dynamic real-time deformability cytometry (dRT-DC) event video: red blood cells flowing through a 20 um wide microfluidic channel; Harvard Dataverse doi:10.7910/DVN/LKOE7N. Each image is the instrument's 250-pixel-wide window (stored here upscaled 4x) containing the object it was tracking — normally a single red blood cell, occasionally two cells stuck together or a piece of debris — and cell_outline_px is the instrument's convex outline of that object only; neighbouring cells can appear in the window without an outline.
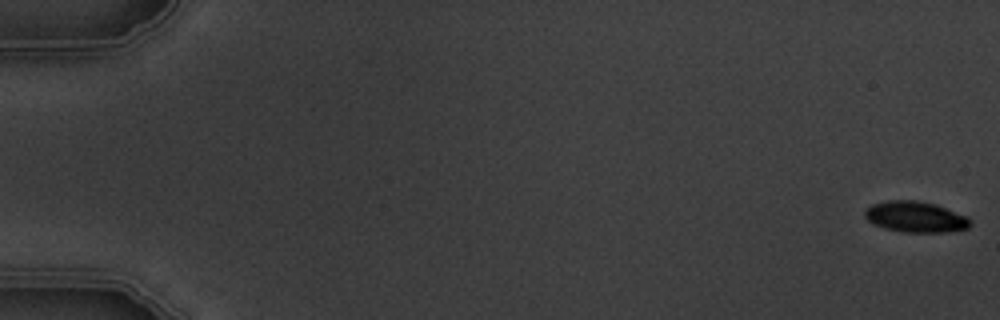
{"species": "common noctule bat (a hibernating species)", "species_latin": "Nyctalus noctula", "temperature_condition": "warm", "stored_images_in_passage": 6, "camera_frame_rate_fps": 3000, "um_per_image_px": 0.085, "animal": {"sex": "male", "body_mass_g": 19.5, "forearm_length_mm": 54.6}, "frame": {"image": 1, "passage_image": 1, "time_ms": 0.0, "image_size_px": [1000, 320], "cell_outline_px": [[972, 224], [968, 228], [948, 232], [904, 232], [884, 228], [872, 224], [864, 216], [864, 208], [872, 204], [884, 200], [916, 200], [936, 204], [968, 216], [972, 220]], "centroid_in_image_um": [77.81, 18.42], "position_along_channel_um": 7.2, "area_um2": 19.36}}
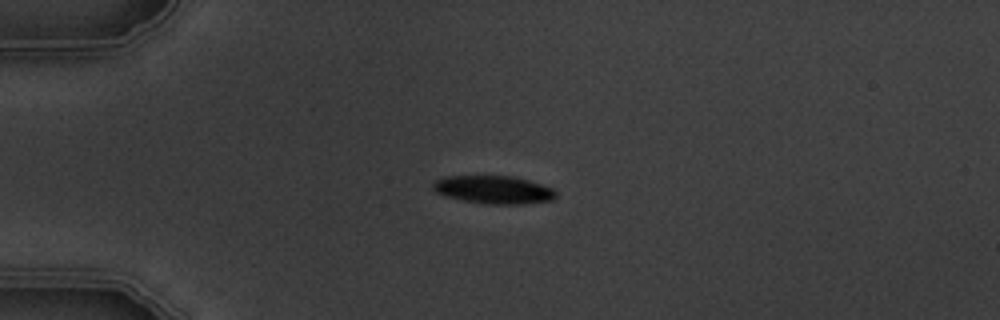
{"frame": {"image": 2, "passage_image": 5, "time_ms": 4.667, "image_size_px": [1000, 320], "cell_outline_px": [[556, 196], [552, 200], [524, 204], [492, 204], [464, 200], [444, 196], [436, 192], [432, 188], [432, 184], [436, 180], [444, 176], [512, 176], [528, 180], [552, 188], [556, 192]], "centroid_in_image_um": [41.94, 16.12], "position_along_channel_um": 43.1, "area_um2": 19.94}}